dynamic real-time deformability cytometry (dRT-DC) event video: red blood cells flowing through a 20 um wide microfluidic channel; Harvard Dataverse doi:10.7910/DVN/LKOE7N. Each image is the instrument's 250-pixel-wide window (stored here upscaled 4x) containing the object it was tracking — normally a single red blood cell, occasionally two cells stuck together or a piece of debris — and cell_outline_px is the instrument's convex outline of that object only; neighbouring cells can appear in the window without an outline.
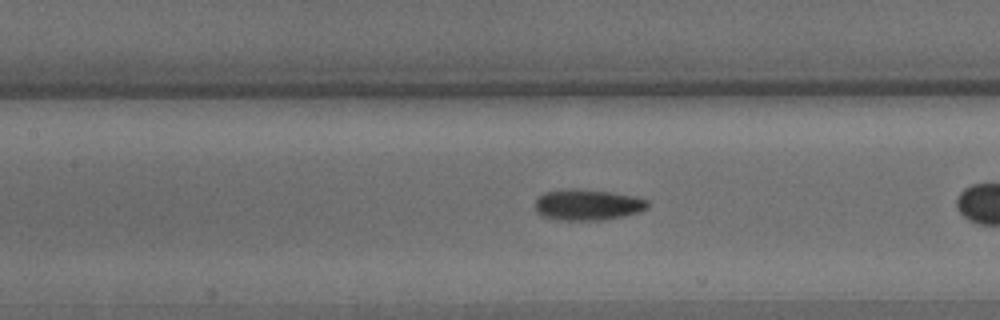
{"species": "common noctule bat (a hibernating species)", "species_latin": "Nyctalus noctula", "temperature_condition": "warm", "stored_images_in_passage": 10, "camera_frame_rate_fps": 3000, "um_per_image_px": 0.085, "animal": {"sex": "male", "body_mass_g": 15.6}, "frame": {"image": 1, "passage_image": 8, "time_ms": 2.333, "image_size_px": [1000, 320], "cell_outline_px": [[648, 208], [640, 212], [624, 216], [604, 220], [556, 220], [540, 216], [536, 212], [536, 196], [544, 192], [568, 188], [584, 188], [612, 192], [636, 196], [648, 200]], "centroid_in_image_um": [49.93, 17.39], "position_along_channel_um": 157.5, "area_um2": 20.92}}